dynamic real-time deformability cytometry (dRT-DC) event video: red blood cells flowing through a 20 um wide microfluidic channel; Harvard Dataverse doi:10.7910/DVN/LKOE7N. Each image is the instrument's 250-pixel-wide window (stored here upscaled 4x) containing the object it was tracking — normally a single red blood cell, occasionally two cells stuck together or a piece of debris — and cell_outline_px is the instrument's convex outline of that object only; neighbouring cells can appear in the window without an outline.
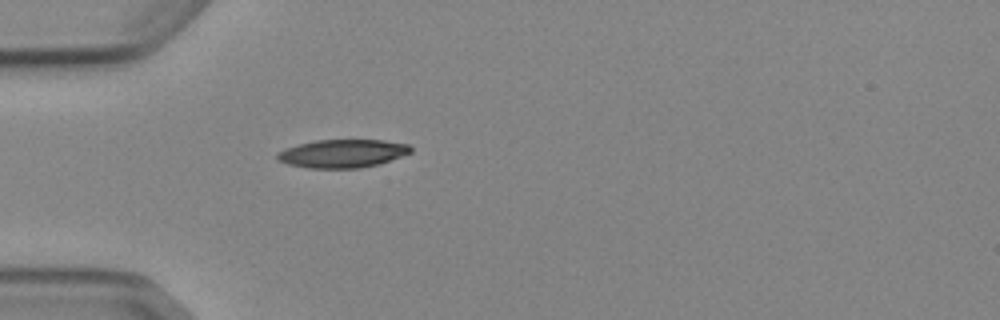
{"species": "Egyptian fruit bat (a non-hibernating species)", "species_latin": "Rousettus aegyptiacus", "temperature_condition": "cold", "stored_images_in_passage": 4, "camera_frame_rate_fps": 3000, "um_per_image_px": 0.085, "animal": {"sex": "female"}, "frame": {"image": 1, "passage_image": 4, "time_ms": 4.333, "image_size_px": [1000, 320], "cell_outline_px": [[412, 152], [380, 164], [360, 168], [308, 168], [288, 164], [280, 160], [276, 156], [276, 152], [284, 148], [316, 140], [384, 140], [408, 144], [412, 148]], "centroid_in_image_um": [29.12, 13.05], "position_along_channel_um": 55.9, "area_um2": 21.96}}